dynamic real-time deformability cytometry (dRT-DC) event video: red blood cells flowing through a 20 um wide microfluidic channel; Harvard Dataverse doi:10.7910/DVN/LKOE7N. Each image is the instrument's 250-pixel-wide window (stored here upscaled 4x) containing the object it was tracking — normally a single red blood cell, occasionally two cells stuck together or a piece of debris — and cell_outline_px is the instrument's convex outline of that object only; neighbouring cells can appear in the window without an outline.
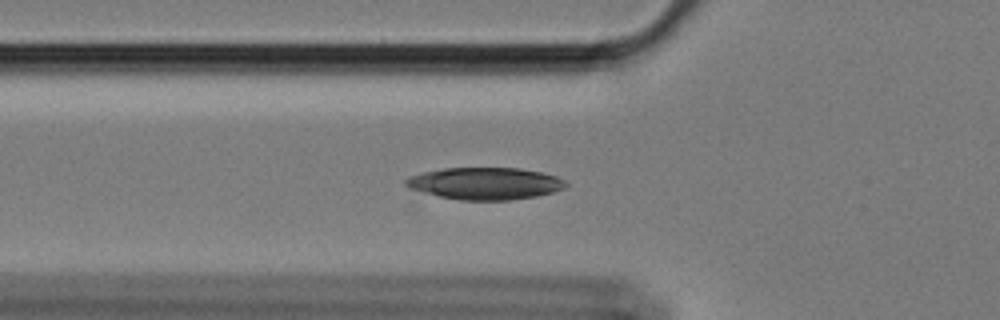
{"species": "Egyptian fruit bat (a non-hibernating species)", "species_latin": "Rousettus aegyptiacus", "temperature_condition": "cold", "stored_images_in_passage": 28, "camera_frame_rate_fps": 3000, "um_per_image_px": 0.085, "animal": {"sex": "female"}, "frame": {"image": 1, "passage_image": 2, "time_ms": 0.333, "image_size_px": [1000, 320], "cell_outline_px": [[568, 184], [564, 188], [552, 192], [536, 196], [508, 200], [460, 200], [440, 196], [408, 188], [404, 184], [404, 180], [408, 176], [424, 172], [444, 168], [520, 168], [540, 172], [556, 176], [564, 180]], "centroid_in_image_um": [41.21, 15.59], "position_along_channel_um": 84.6, "area_um2": 29.77}}
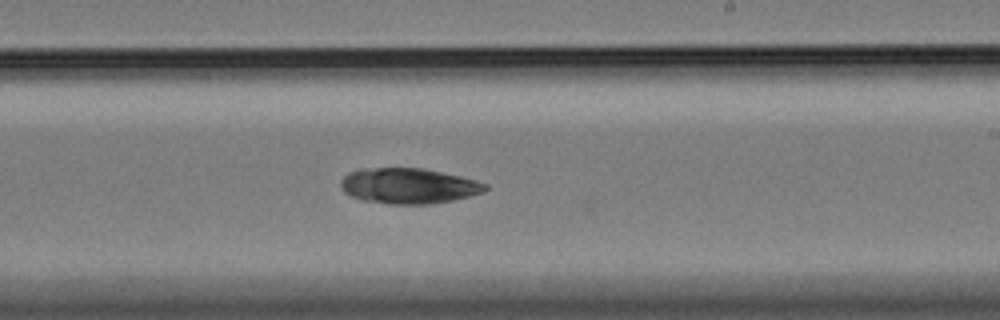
{"frame": {"image": 2, "passage_image": 17, "time_ms": 5.333, "image_size_px": [1000, 320], "cell_outline_px": [[488, 188], [484, 192], [452, 200], [432, 204], [388, 204], [364, 200], [352, 196], [344, 192], [340, 188], [340, 180], [348, 172], [360, 168], [424, 168], [460, 176], [476, 180], [488, 184]], "centroid_in_image_um": [34.71, 15.79], "position_along_channel_um": 254.3, "area_um2": 30.06}}
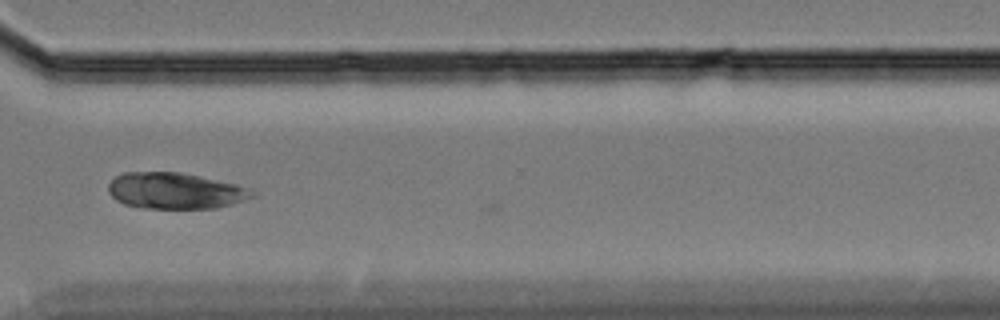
{"frame": {"image": 3, "passage_image": 26, "time_ms": 8.333, "image_size_px": [1000, 320], "cell_outline_px": [[256, 196], [232, 204], [216, 208], [140, 208], [124, 204], [116, 200], [108, 192], [108, 184], [116, 176], [124, 172], [180, 172], [200, 176], [236, 184], [252, 188], [256, 192]], "centroid_in_image_um": [14.91, 16.22], "position_along_channel_um": 355.7, "area_um2": 30.52}}